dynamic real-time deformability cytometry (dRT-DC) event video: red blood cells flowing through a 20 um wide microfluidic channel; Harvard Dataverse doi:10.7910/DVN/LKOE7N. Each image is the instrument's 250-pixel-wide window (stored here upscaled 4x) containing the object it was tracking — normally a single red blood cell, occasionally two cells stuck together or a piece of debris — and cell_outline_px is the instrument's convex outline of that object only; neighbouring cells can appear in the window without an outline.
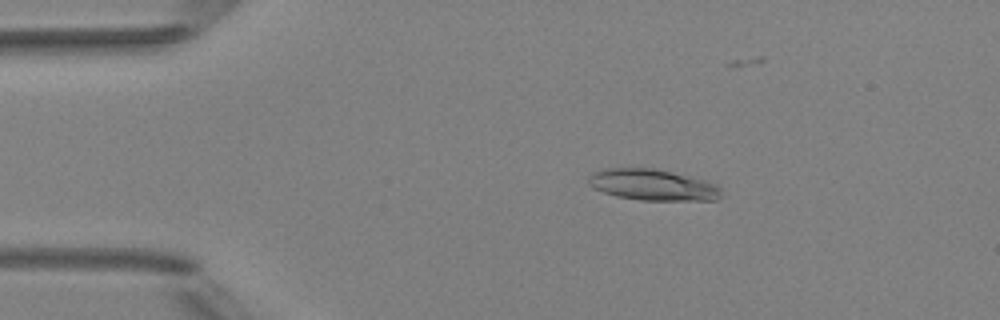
{"species": "Egyptian fruit bat (a non-hibernating species)", "species_latin": "Rousettus aegyptiacus", "temperature_condition": "room temperature", "stored_images_in_passage": 5, "camera_frame_rate_fps": 3000, "um_per_image_px": 0.085, "animal": {"sex": "female"}, "frame": {"image": 1, "passage_image": 2, "time_ms": 1.0, "image_size_px": [1000, 320], "cell_outline_px": [[720, 196], [716, 200], [640, 200], [616, 196], [592, 188], [588, 184], [588, 176], [592, 172], [600, 168], [656, 168], [704, 180], [716, 184], [720, 188]], "centroid_in_image_um": [55.42, 15.7], "position_along_channel_um": 29.6, "area_um2": 24.22}}
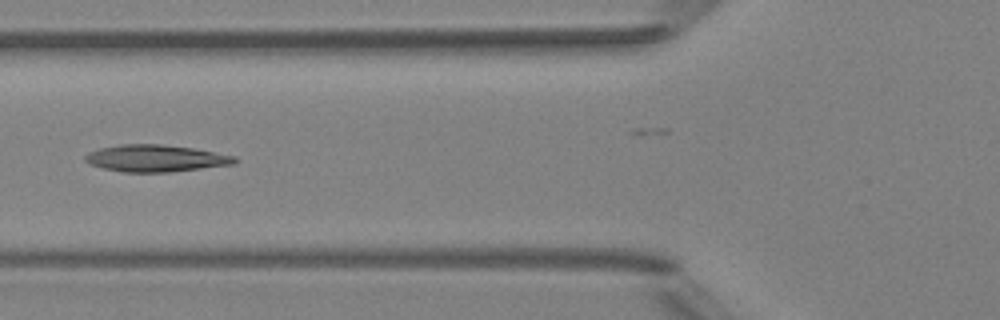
{"frame": {"image": 2, "passage_image": 5, "time_ms": 4.333, "image_size_px": [1000, 320], "cell_outline_px": [[236, 164], [172, 172], [124, 172], [104, 168], [88, 164], [84, 160], [84, 156], [88, 152], [100, 148], [120, 144], [160, 144], [192, 148], [236, 156]], "centroid_in_image_um": [13.22, 13.46], "position_along_channel_um": 112.6, "area_um2": 23.52}}